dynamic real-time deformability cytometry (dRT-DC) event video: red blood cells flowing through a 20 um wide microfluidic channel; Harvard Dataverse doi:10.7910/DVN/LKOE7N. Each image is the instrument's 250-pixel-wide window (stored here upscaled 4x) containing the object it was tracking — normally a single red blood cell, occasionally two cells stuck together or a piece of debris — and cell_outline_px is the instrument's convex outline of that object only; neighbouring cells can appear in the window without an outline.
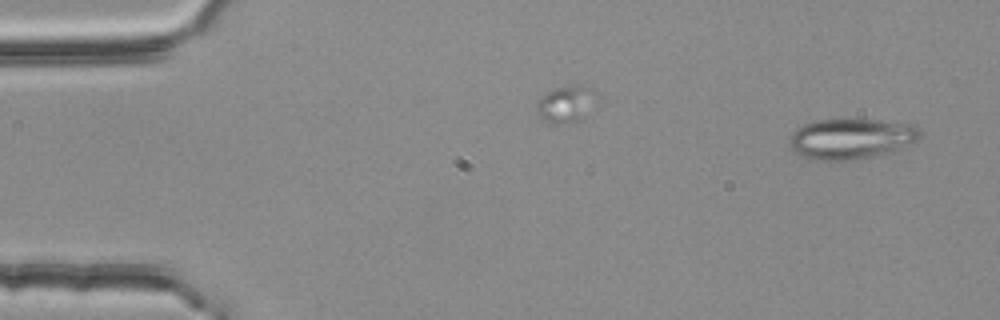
{"species": "common noctule bat (a hibernating species)", "species_latin": "Nyctalus noctula", "temperature_condition": "room temperature", "stored_images_in_passage": 4, "camera_frame_rate_fps": 3000, "um_per_image_px": 0.085, "animal": {"sex": "female", "body_mass_g": 25.1}, "frame": {"image": 1, "passage_image": 1, "time_ms": 0.0, "image_size_px": [1000, 320], "cell_outline_px": [[924, 132], [916, 140], [892, 152], [852, 160], [820, 160], [804, 156], [796, 152], [792, 148], [788, 140], [792, 132], [796, 128], [804, 124], [816, 120], [880, 120], [916, 124]], "centroid_in_image_um": [72.39, 11.77], "position_along_channel_um": 12.6, "area_um2": 30.75}}